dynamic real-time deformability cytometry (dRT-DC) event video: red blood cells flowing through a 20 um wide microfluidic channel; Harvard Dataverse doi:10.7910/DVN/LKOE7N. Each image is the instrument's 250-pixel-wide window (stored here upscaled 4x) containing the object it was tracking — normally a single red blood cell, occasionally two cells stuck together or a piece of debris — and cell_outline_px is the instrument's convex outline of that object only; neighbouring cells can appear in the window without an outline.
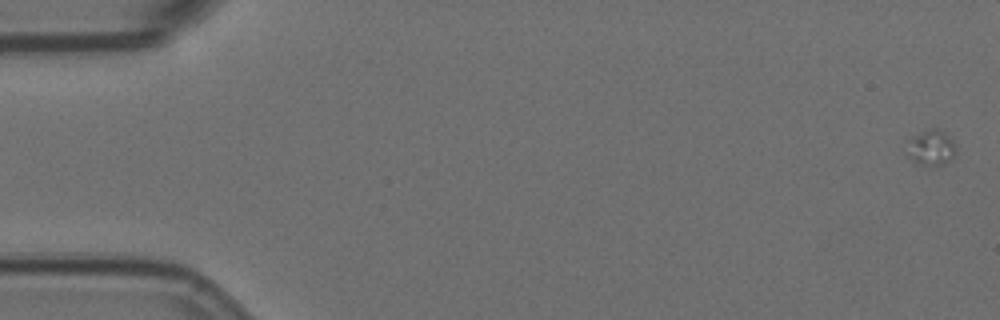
{"species": "Egyptian fruit bat (a non-hibernating species)", "species_latin": "Rousettus aegyptiacus", "temperature_condition": "room temperature", "stored_images_in_passage": 3, "camera_frame_rate_fps": 3000, "um_per_image_px": 0.085, "animal": {"sex": "female"}, "frame": {"image": 1, "passage_image": 3, "time_ms": 0.667, "image_size_px": [1000, 320], "cell_outline_px": [[956, 152], [952, 160], [944, 164], [928, 168], [916, 164], [908, 156], [908, 140], [928, 128], [936, 128], [952, 140]], "centroid_in_image_um": [79.14, 12.62], "position_along_channel_um": 5.9, "area_um2": 10.23}}